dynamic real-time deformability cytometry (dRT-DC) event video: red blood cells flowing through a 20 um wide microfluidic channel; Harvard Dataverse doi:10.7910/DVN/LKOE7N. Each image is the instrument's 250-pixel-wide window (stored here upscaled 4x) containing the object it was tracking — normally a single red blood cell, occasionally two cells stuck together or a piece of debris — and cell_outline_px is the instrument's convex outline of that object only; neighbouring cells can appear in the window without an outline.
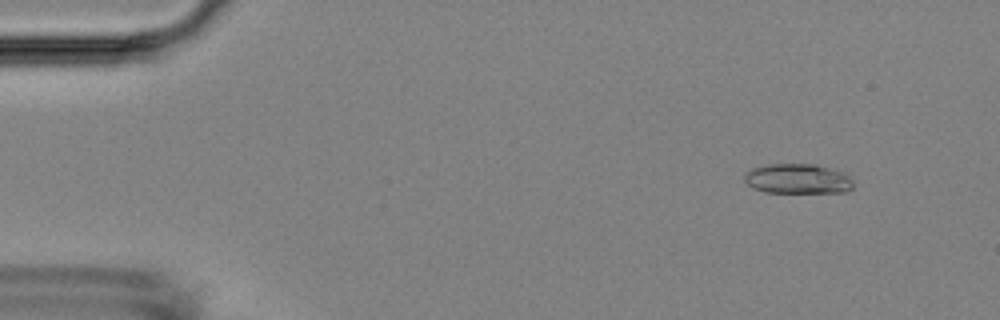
{"species": "Egyptian fruit bat (a non-hibernating species)", "species_latin": "Rousettus aegyptiacus", "temperature_condition": "room temperature", "stored_images_in_passage": 4, "camera_frame_rate_fps": 3000, "um_per_image_px": 0.085, "animal": {"sex": "female"}, "frame": {"image": 1, "passage_image": 2, "time_ms": 0.333, "image_size_px": [1000, 320], "cell_outline_px": [[852, 188], [844, 192], [764, 192], [752, 188], [744, 180], [744, 172], [752, 168], [768, 164], [816, 164], [844, 172], [852, 180]], "centroid_in_image_um": [67.77, 15.19], "position_along_channel_um": 17.2, "area_um2": 19.02}}
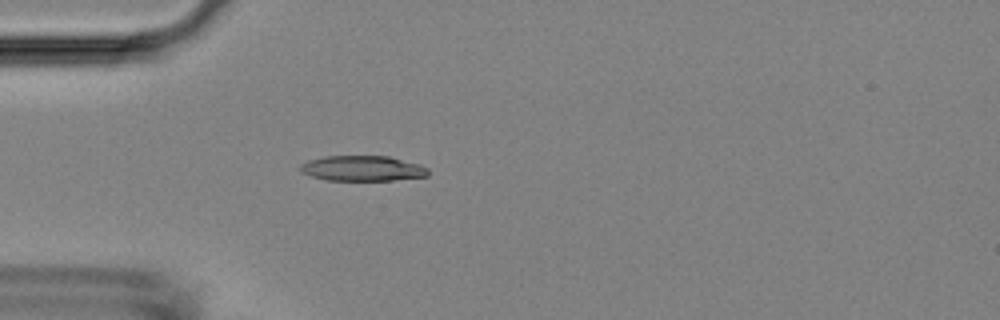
{"frame": {"image": 2, "passage_image": 4, "time_ms": 1.0, "image_size_px": [1000, 320], "cell_outline_px": [[428, 176], [392, 180], [328, 180], [312, 176], [300, 172], [300, 164], [308, 160], [324, 156], [388, 156], [420, 164], [428, 168]], "centroid_in_image_um": [30.81, 14.31], "position_along_channel_um": 54.2, "area_um2": 18.84}}